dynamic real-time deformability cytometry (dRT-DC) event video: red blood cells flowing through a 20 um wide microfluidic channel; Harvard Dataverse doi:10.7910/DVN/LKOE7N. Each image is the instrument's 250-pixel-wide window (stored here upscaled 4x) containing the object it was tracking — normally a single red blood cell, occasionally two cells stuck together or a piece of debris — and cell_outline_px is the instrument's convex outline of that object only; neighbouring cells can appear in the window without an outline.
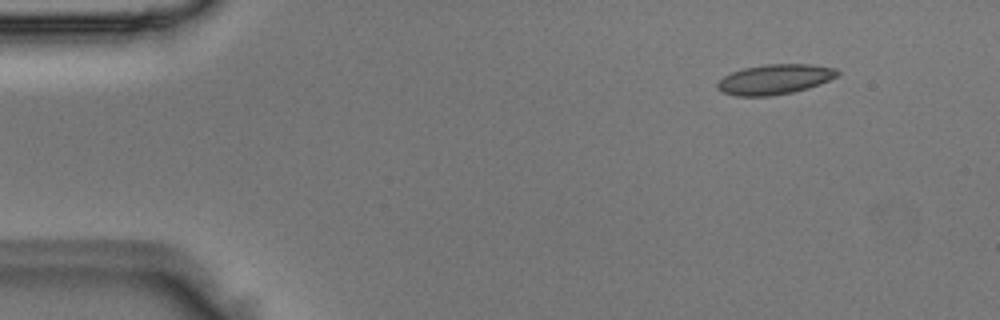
{"species": "Egyptian fruit bat (a non-hibernating species)", "species_latin": "Rousettus aegyptiacus", "temperature_condition": "room temperature", "stored_images_in_passage": 3, "camera_frame_rate_fps": 3000, "um_per_image_px": 0.085, "animal": {"sex": "male"}, "frame": {"image": 1, "passage_image": 1, "time_ms": 0.0, "image_size_px": [1000, 320], "cell_outline_px": [[840, 72], [836, 76], [820, 84], [808, 88], [792, 92], [768, 96], [736, 96], [724, 92], [716, 88], [716, 84], [724, 76], [732, 72], [744, 68], [764, 64], [812, 64], [836, 68]], "centroid_in_image_um": [65.85, 6.73], "position_along_channel_um": 19.1, "area_um2": 20.92}}
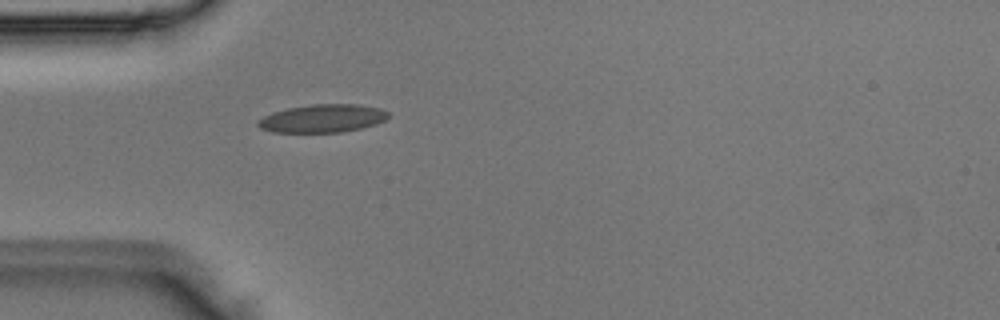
{"frame": {"image": 2, "passage_image": 3, "time_ms": 0.667, "image_size_px": [1000, 320], "cell_outline_px": [[388, 116], [384, 120], [376, 124], [360, 128], [340, 132], [272, 132], [260, 128], [256, 124], [256, 120], [272, 112], [288, 108], [312, 104], [360, 104], [380, 108], [388, 112]], "centroid_in_image_um": [27.39, 10.06], "position_along_channel_um": 57.6, "area_um2": 21.33}}